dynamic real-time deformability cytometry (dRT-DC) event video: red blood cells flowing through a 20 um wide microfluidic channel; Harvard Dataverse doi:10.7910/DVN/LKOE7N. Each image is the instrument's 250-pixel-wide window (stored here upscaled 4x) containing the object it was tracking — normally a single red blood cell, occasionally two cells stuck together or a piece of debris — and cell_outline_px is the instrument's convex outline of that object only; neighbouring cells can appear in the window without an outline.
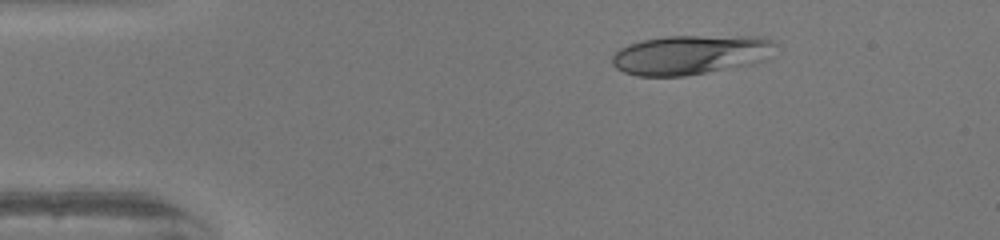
{"species": "human", "species_latin": "Homo sapiens", "temperature_condition": "warm", "stored_images_in_passage": 39, "camera_frame_rate_fps": 3000, "um_per_image_px": 0.085, "donor": {"sex": "female"}, "frame": {"image": 1, "passage_image": 2, "time_ms": 0.333, "image_size_px": [1000, 240], "cell_outline_px": [[776, 44], [764, 60], [752, 64], [684, 76], [636, 76], [624, 72], [616, 68], [612, 64], [612, 56], [620, 48], [628, 44], [644, 40], [664, 36], [760, 36], [772, 40]], "centroid_in_image_um": [58.67, 4.65], "position_along_channel_um": 26.3, "area_um2": 37.51}}
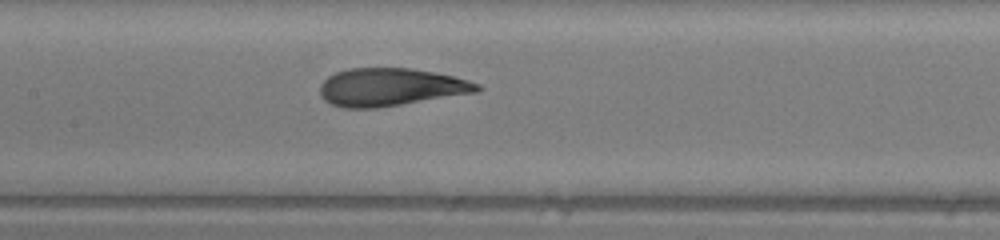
{"frame": {"image": 2, "passage_image": 18, "time_ms": 5.667, "image_size_px": [1000, 240], "cell_outline_px": [[484, 88], [476, 92], [376, 108], [344, 108], [332, 104], [324, 100], [320, 96], [320, 84], [328, 76], [336, 72], [348, 68], [412, 68], [436, 72], [468, 80], [480, 84]], "centroid_in_image_um": [33.18, 7.4], "position_along_channel_um": 174.2, "area_um2": 34.62}}
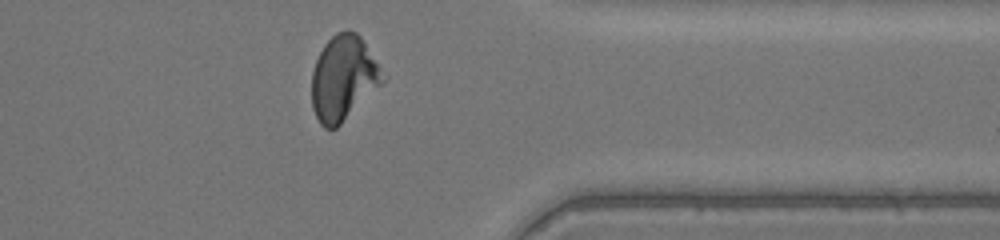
{"frame": {"image": 3, "passage_image": 34, "time_ms": 11.0, "image_size_px": [1000, 240], "cell_outline_px": [[388, 76], [336, 128], [324, 128], [320, 124], [312, 108], [312, 72], [316, 60], [324, 44], [336, 32], [344, 28], [348, 28], [356, 32], [360, 36]], "centroid_in_image_um": [29.19, 6.59], "position_along_channel_um": 382.2, "area_um2": 34.97}, "authors_computed_cell_mechanics": {"area_um2": 35.0268, "velocity_mm_per_s": 4.1025, "shape_relaxation_time_tau1_ms": 5.3202, "shape_relaxation_time_tau2_ms": 0.8274, "deformation_change_tau1": 0.2392, "deformation_change_tau2": 0.0671}}